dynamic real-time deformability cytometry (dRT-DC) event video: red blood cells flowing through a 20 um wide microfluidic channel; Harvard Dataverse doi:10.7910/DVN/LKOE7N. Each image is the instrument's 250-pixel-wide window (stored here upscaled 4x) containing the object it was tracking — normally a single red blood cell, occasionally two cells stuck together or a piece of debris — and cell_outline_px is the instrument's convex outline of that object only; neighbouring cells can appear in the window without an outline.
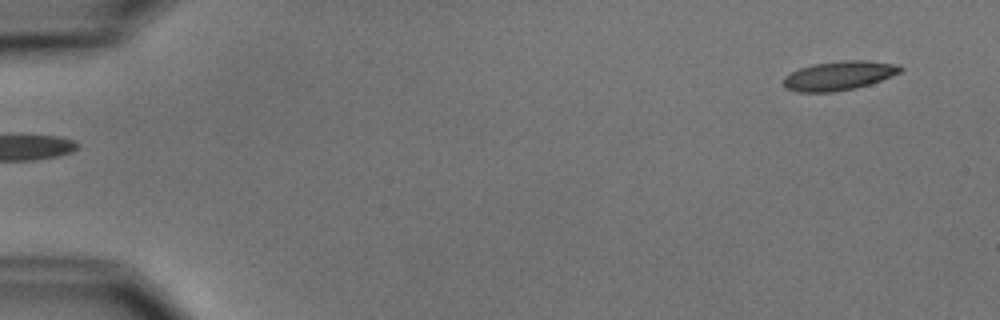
{"species": "common noctule bat (a hibernating species)", "species_latin": "Nyctalus noctula", "temperature_condition": "cold", "stored_images_in_passage": 6, "segment_of_instrument_passage": [2, 2], "camera_frame_rate_fps": 3000, "um_per_image_px": 0.085, "animal": {"sex": "male", "body_mass_g": 15.6}, "frame": {"image": 1, "passage_image": 6, "time_ms": 6.0, "image_size_px": [1000, 320], "cell_outline_px": [[904, 68], [900, 72], [892, 76], [856, 88], [832, 92], [796, 92], [784, 88], [784, 76], [800, 68], [812, 64], [844, 60], [868, 60], [900, 64]], "centroid_in_image_um": [71.32, 6.42], "position_along_channel_um": 13.7, "area_um2": 19.94}}